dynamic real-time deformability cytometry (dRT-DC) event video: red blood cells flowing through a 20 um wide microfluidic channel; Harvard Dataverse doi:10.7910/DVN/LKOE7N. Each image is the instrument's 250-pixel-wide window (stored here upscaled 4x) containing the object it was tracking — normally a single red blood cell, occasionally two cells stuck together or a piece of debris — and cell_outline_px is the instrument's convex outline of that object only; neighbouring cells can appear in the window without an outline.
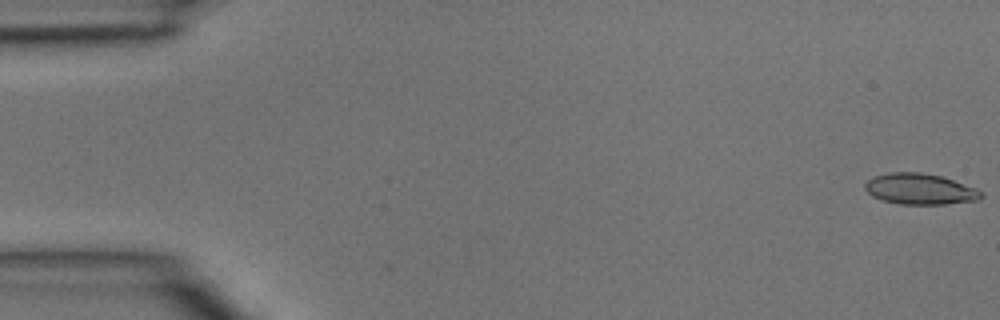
{"species": "common noctule bat (a hibernating species)", "species_latin": "Nyctalus noctula", "temperature_condition": "room temperature", "stored_images_in_passage": 2, "camera_frame_rate_fps": 3000, "um_per_image_px": 0.085, "animal": {"sex": "male", "body_mass_g": 15.6}, "frame": {"image": 1, "passage_image": 2, "time_ms": 0.333, "image_size_px": [1000, 320], "cell_outline_px": [[984, 196], [980, 200], [944, 204], [900, 204], [880, 200], [872, 196], [864, 188], [864, 184], [872, 176], [888, 172], [920, 172], [940, 176], [976, 188], [984, 192]], "centroid_in_image_um": [78.18, 16.07], "position_along_channel_um": 6.8, "area_um2": 21.1}}